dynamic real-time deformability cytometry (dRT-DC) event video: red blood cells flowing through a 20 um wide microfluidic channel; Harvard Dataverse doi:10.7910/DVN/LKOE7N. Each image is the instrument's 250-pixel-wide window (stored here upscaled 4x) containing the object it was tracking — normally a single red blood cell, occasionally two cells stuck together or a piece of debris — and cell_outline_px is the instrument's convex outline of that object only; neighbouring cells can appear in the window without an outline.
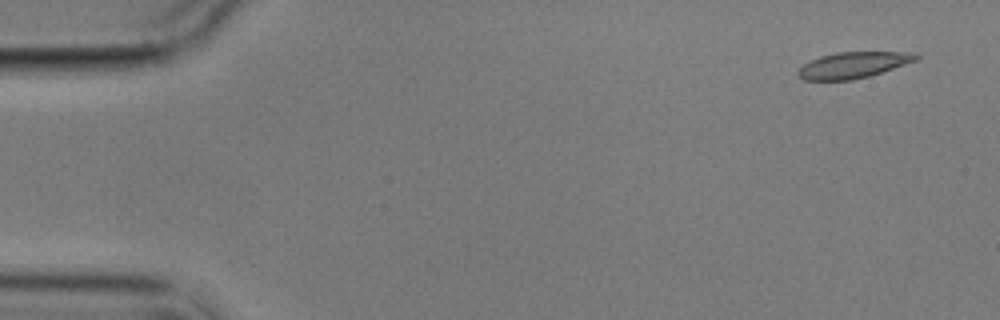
{"species": "common noctule bat (a hibernating species)", "species_latin": "Nyctalus noctula", "temperature_condition": "cold", "stored_images_in_passage": 4, "camera_frame_rate_fps": 3000, "um_per_image_px": 0.085, "animal": {"sex": "male", "body_mass_g": 17.9}, "frame": {"image": 1, "passage_image": 1, "time_ms": 0.0, "image_size_px": [1000, 320], "cell_outline_px": [[920, 56], [916, 60], [868, 76], [852, 80], [804, 80], [796, 72], [804, 64], [820, 56], [836, 52], [916, 52]], "centroid_in_image_um": [72.51, 5.52], "position_along_channel_um": 12.5, "area_um2": 17.69}}
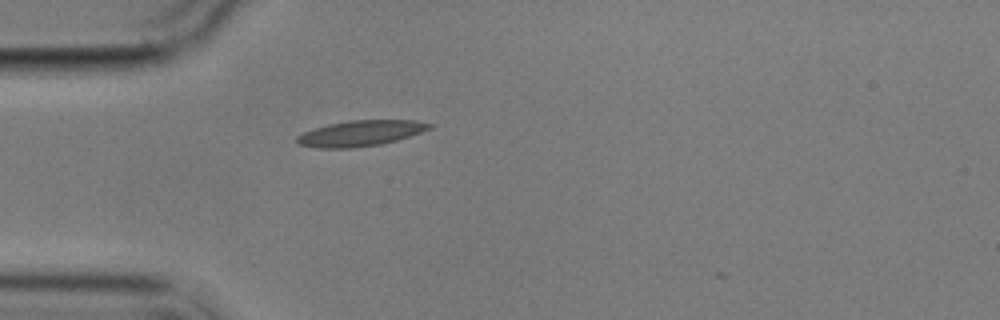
{"frame": {"image": 2, "passage_image": 4, "time_ms": 4.333, "image_size_px": [1000, 320], "cell_outline_px": [[432, 128], [396, 140], [380, 144], [352, 148], [316, 148], [296, 144], [296, 136], [304, 132], [328, 124], [348, 120], [416, 120], [432, 124]], "centroid_in_image_um": [30.6, 11.33], "position_along_channel_um": 54.4, "area_um2": 19.77}}